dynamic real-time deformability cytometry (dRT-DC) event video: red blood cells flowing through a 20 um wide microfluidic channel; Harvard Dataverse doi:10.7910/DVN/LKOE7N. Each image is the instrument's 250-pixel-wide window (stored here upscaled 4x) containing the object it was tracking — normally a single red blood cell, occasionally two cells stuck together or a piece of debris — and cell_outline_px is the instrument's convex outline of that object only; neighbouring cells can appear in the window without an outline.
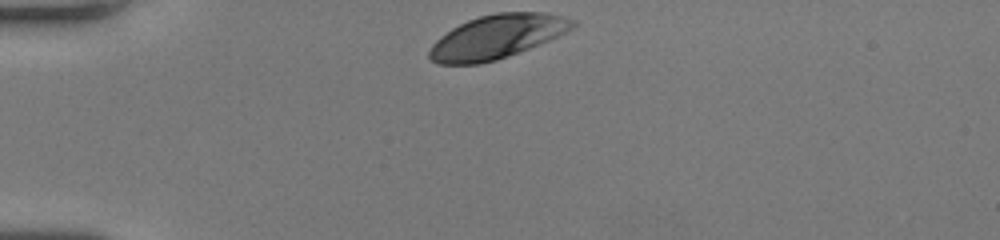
{"species": "human", "species_latin": "Homo sapiens", "temperature_condition": "room temperature", "stored_images_in_passage": 31, "camera_frame_rate_fps": 3000, "um_per_image_px": 0.085, "donor": {"sex": "female"}, "frame": {"image": 1, "passage_image": 1, "time_ms": 0.0, "image_size_px": [1000, 240], "cell_outline_px": [[576, 24], [572, 28], [540, 44], [508, 56], [496, 60], [480, 64], [436, 64], [428, 60], [428, 52], [432, 44], [440, 36], [452, 28], [468, 20], [480, 16], [496, 12], [544, 12], [564, 16], [576, 20]], "centroid_in_image_um": [42.2, 3.13], "position_along_channel_um": 42.8, "area_um2": 36.59}}
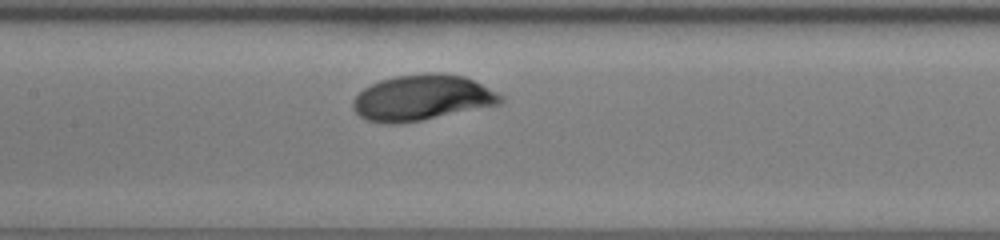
{"frame": {"image": 2, "passage_image": 14, "time_ms": 4.333, "image_size_px": [1000, 240], "cell_outline_px": [[504, 100], [500, 104], [400, 124], [384, 124], [364, 120], [352, 108], [352, 100], [364, 88], [380, 80], [396, 76], [428, 72], [440, 72], [464, 76], [504, 96]], "centroid_in_image_um": [35.83, 8.31], "position_along_channel_um": 171.6, "area_um2": 39.25}}
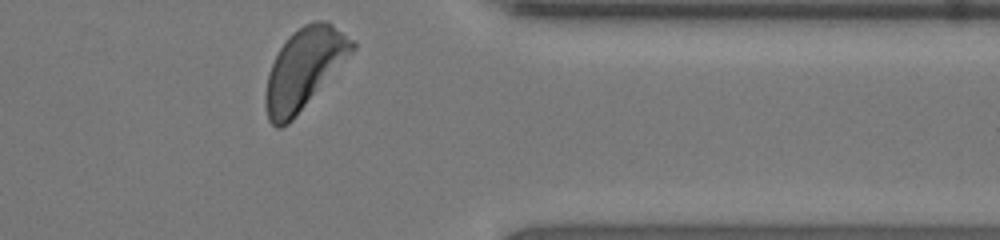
{"frame": {"image": 3, "passage_image": 31, "time_ms": 10.0, "image_size_px": [1000, 240], "cell_outline_px": [[356, 48], [292, 120], [288, 124], [280, 128], [276, 128], [268, 120], [264, 104], [264, 96], [268, 72], [280, 48], [288, 36], [292, 32], [304, 24], [316, 20], [324, 20], [332, 24], [352, 40], [356, 44]], "centroid_in_image_um": [25.81, 5.84], "position_along_channel_um": 385.6, "area_um2": 40.11}, "authors_computed_cell_mechanics": {"area_um2": 37.859, "velocity_mm_per_s": 3.9121, "shape_relaxation_time_tau1_ms": 2.73, "shape_relaxation_time_tau2_ms": null, "deformation_change_tau1": 0.1446, "deformation_change_tau2": null}}